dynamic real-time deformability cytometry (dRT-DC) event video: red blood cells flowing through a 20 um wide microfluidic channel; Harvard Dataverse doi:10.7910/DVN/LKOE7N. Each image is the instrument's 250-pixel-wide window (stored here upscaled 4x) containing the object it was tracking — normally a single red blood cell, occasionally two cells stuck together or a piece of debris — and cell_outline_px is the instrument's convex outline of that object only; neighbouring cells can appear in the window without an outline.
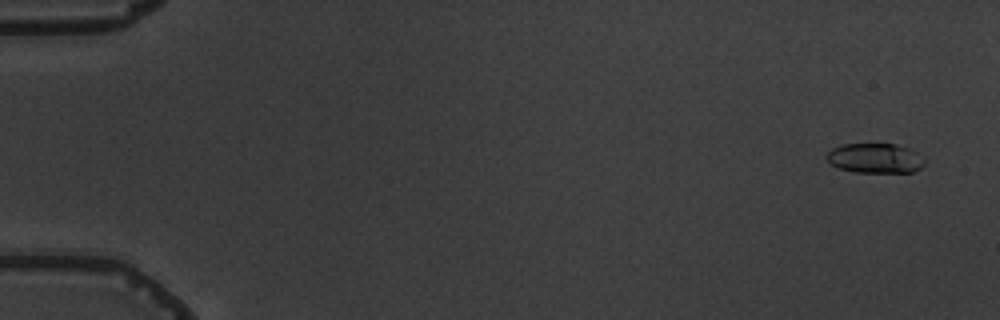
{"species": "common noctule bat (a hibernating species)", "species_latin": "Nyctalus noctula", "temperature_condition": "warm", "stored_images_in_passage": 6, "camera_frame_rate_fps": 3000, "um_per_image_px": 0.085, "animal": {"sex": "male", "body_mass_g": 19.5, "forearm_length_mm": 54.6}, "frame": {"image": 1, "passage_image": 1, "time_ms": 0.0, "image_size_px": [1000, 320], "cell_outline_px": [[928, 160], [920, 168], [912, 172], [856, 172], [840, 168], [832, 164], [824, 156], [832, 148], [844, 144], [896, 144], [908, 148], [924, 156]], "centroid_in_image_um": [74.43, 13.44], "position_along_channel_um": 10.6, "area_um2": 17.05}}
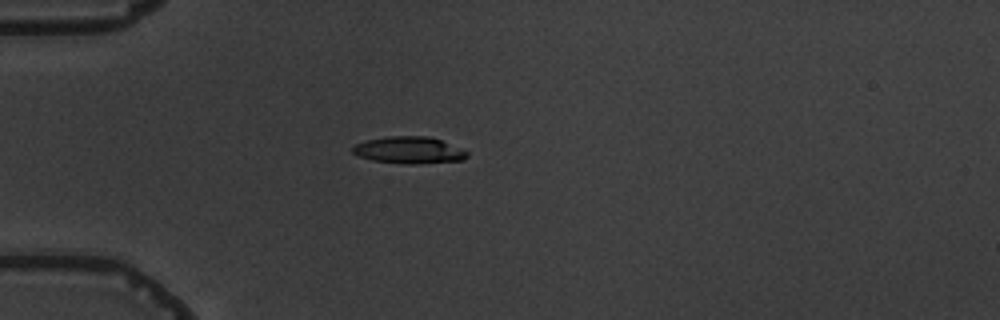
{"frame": {"image": 2, "passage_image": 5, "time_ms": 4.667, "image_size_px": [1000, 320], "cell_outline_px": [[468, 156], [464, 160], [416, 164], [404, 164], [372, 160], [360, 156], [352, 152], [352, 148], [356, 144], [368, 140], [388, 136], [428, 136], [440, 140], [460, 148], [468, 152]], "centroid_in_image_um": [34.78, 12.77], "position_along_channel_um": 50.2, "area_um2": 17.8}}